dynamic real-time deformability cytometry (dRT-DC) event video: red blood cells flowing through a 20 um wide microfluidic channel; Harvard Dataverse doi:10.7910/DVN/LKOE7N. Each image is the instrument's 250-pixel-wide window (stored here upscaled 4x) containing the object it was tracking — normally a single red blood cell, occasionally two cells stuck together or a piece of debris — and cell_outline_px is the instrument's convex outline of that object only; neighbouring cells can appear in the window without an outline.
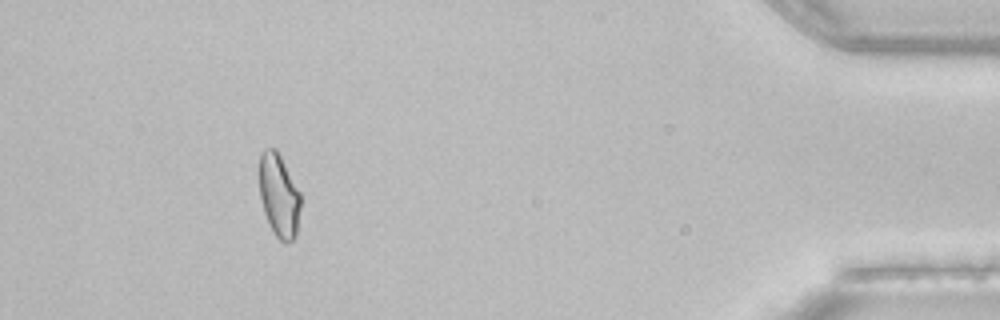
{"species": "common noctule bat (a hibernating species)", "species_latin": "Nyctalus noctula", "temperature_condition": "room temperature", "stored_images_in_passage": 38, "segment_of_instrument_passage": [1, 2], "camera_frame_rate_fps": 3000, "um_per_image_px": 0.085, "animal": {"sex": "female", "body_mass_g": 22.7, "forearm_length_mm": 54.2}, "frame": {"image": 1, "passage_image": 33, "time_ms": 10.667, "image_size_px": [1000, 320], "cell_outline_px": [[300, 208], [296, 236], [288, 244], [284, 244], [276, 236], [264, 212], [260, 196], [260, 156], [264, 148], [276, 148], [300, 192]], "centroid_in_image_um": [23.72, 16.63], "position_along_channel_um": 411.5, "area_um2": 19.83}}